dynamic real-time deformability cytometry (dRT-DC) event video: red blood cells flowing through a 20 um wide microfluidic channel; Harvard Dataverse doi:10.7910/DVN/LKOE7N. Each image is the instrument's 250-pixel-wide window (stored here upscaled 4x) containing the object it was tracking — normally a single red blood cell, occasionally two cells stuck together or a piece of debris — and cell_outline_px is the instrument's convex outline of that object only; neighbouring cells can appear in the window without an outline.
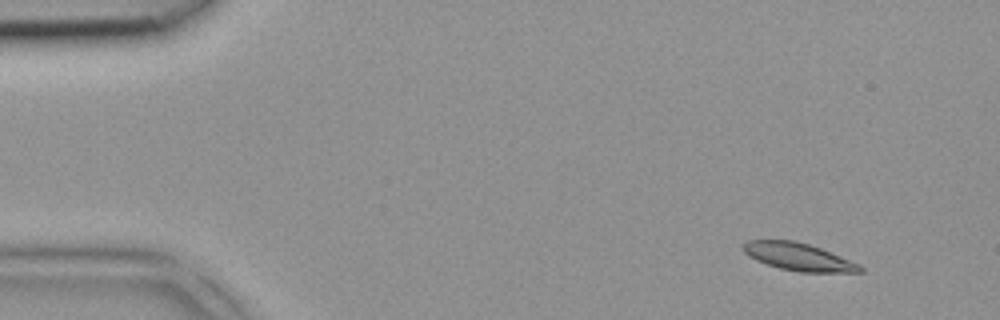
{"species": "common noctule bat (a hibernating species)", "species_latin": "Nyctalus noctula", "temperature_condition": "room temperature", "stored_images_in_passage": 4, "camera_frame_rate_fps": 3000, "um_per_image_px": 0.085, "animal": {"sex": "female", "body_mass_g": 18.4}, "frame": {"image": 1, "passage_image": 1, "time_ms": 0.0, "image_size_px": [1000, 320], "cell_outline_px": [[864, 272], [800, 272], [780, 268], [756, 260], [748, 256], [740, 248], [740, 244], [748, 240], [796, 240], [820, 248], [860, 264], [864, 268]], "centroid_in_image_um": [67.84, 21.82], "position_along_channel_um": 17.2, "area_um2": 18.84}}
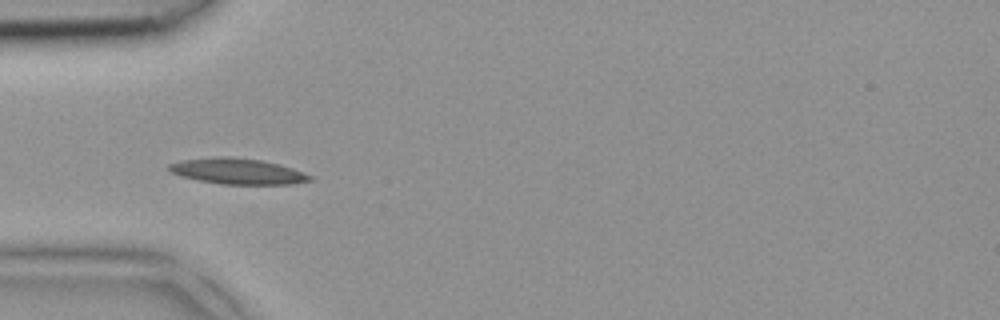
{"frame": {"image": 2, "passage_image": 4, "time_ms": 1.0, "image_size_px": [1000, 320], "cell_outline_px": [[312, 180], [292, 184], [220, 184], [180, 176], [172, 172], [168, 168], [168, 164], [180, 160], [212, 156], [228, 156], [260, 160], [292, 168], [312, 176]], "centroid_in_image_um": [20.15, 14.55], "position_along_channel_um": 64.9, "area_um2": 21.1}}